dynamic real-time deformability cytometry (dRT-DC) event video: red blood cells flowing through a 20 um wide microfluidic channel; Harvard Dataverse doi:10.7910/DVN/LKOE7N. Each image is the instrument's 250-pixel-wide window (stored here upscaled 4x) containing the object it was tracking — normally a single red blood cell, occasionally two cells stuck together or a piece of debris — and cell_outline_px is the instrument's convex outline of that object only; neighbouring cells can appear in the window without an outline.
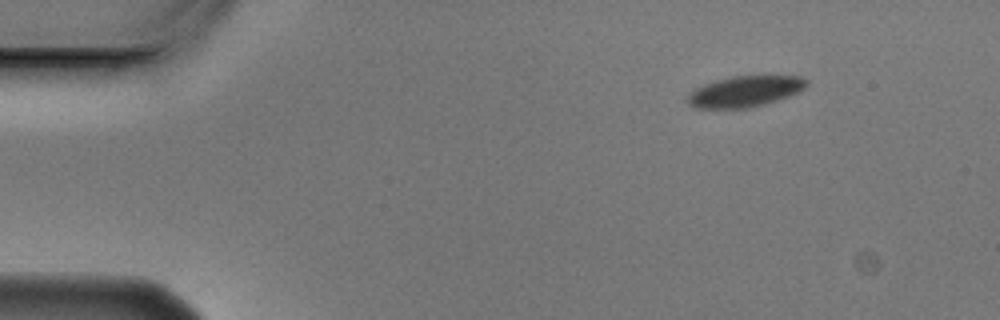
{"species": "Egyptian fruit bat (a non-hibernating species)", "species_latin": "Rousettus aegyptiacus", "temperature_condition": "cold", "stored_images_in_passage": 4, "camera_frame_rate_fps": 3000, "um_per_image_px": 0.085, "animal": {"sex": "male"}, "frame": {"image": 1, "passage_image": 1, "time_ms": 0.0, "image_size_px": [1000, 320], "cell_outline_px": [[808, 84], [800, 92], [764, 104], [748, 108], [696, 108], [688, 104], [688, 92], [704, 84], [716, 80], [732, 76], [800, 76], [808, 80]], "centroid_in_image_um": [63.32, 7.77], "position_along_channel_um": 21.7, "area_um2": 21.39}}
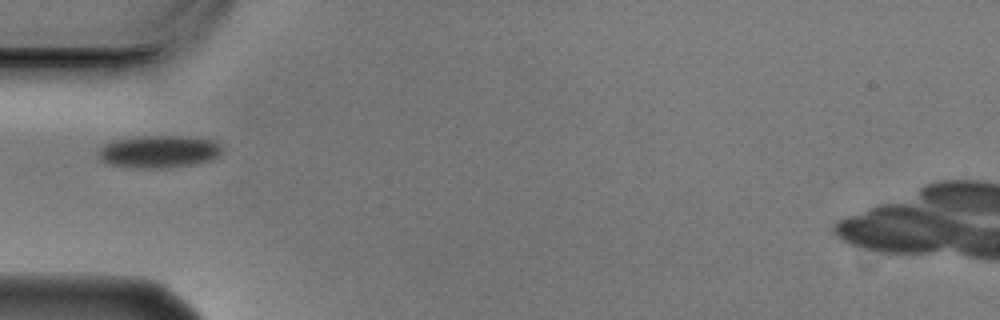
{"frame": {"image": 2, "passage_image": 4, "time_ms": 1.0, "image_size_px": [1000, 320], "cell_outline_px": [[220, 152], [212, 160], [192, 164], [164, 168], [136, 168], [108, 164], [100, 160], [96, 156], [96, 152], [104, 144], [112, 140], [140, 136], [200, 136], [216, 140], [220, 148]], "centroid_in_image_um": [13.47, 12.87], "position_along_channel_um": 71.5, "area_um2": 23.76}}